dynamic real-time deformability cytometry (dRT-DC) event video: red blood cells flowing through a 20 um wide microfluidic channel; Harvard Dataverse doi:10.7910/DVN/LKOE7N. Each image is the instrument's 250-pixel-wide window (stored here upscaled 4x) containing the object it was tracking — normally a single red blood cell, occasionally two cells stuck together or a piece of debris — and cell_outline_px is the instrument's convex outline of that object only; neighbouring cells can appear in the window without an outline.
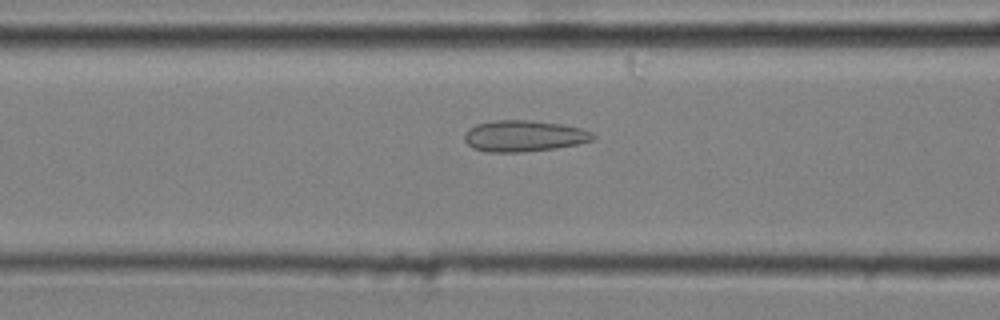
{"species": "common noctule bat (a hibernating species)", "species_latin": "Nyctalus noctula", "temperature_condition": "cold", "stored_images_in_passage": 47, "camera_frame_rate_fps": 3000, "um_per_image_px": 0.085, "animal": {"sex": "male", "body_mass_g": 20.4}, "frame": {"image": 1, "passage_image": 21, "time_ms": 6.667, "image_size_px": [1000, 320], "cell_outline_px": [[596, 136], [592, 140], [576, 144], [556, 148], [520, 152], [484, 152], [472, 148], [464, 140], [464, 132], [468, 128], [476, 124], [496, 120], [528, 120], [560, 124], [580, 128], [592, 132]], "centroid_in_image_um": [44.48, 11.56], "position_along_channel_um": 122.1, "area_um2": 23.41}}
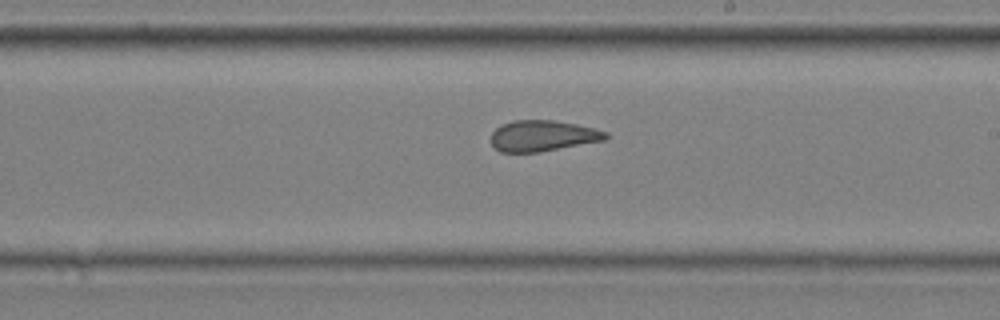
{"frame": {"image": 2, "passage_image": 31, "time_ms": 10.0, "image_size_px": [1000, 320], "cell_outline_px": [[608, 140], [540, 152], [500, 152], [492, 144], [492, 132], [500, 124], [512, 120], [556, 120], [576, 124], [608, 132]], "centroid_in_image_um": [46.15, 11.54], "position_along_channel_um": 242.8, "area_um2": 20.87}}
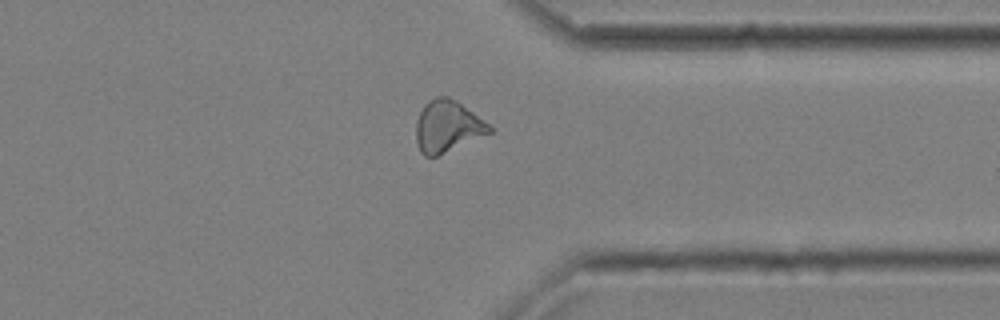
{"frame": {"image": 3, "passage_image": 42, "time_ms": 13.667, "image_size_px": [1000, 320], "cell_outline_px": [[492, 132], [436, 156], [424, 156], [420, 152], [416, 140], [416, 120], [424, 104], [436, 96], [448, 96], [456, 100], [484, 120], [492, 128]], "centroid_in_image_um": [38.01, 10.73], "position_along_channel_um": 373.4, "area_um2": 21.91}, "authors_computed_cell_mechanics": {"area_um2": 22.4842, "velocity_mm_per_s": 3.6347, "shape_relaxation_time_tau1_ms": null, "shape_relaxation_time_tau2_ms": 1.4419, "deformation_change_tau1": null, "deformation_change_tau2": 0.1103}}